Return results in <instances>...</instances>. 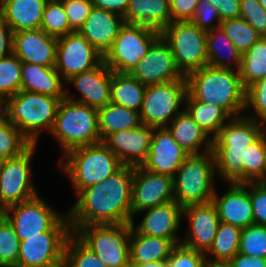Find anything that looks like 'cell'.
<instances>
[{
	"label": "cell",
	"mask_w": 266,
	"mask_h": 267,
	"mask_svg": "<svg viewBox=\"0 0 266 267\" xmlns=\"http://www.w3.org/2000/svg\"><path fill=\"white\" fill-rule=\"evenodd\" d=\"M133 166L123 165L109 178L83 189L70 211L72 233L93 224H121L132 221Z\"/></svg>",
	"instance_id": "1"
},
{
	"label": "cell",
	"mask_w": 266,
	"mask_h": 267,
	"mask_svg": "<svg viewBox=\"0 0 266 267\" xmlns=\"http://www.w3.org/2000/svg\"><path fill=\"white\" fill-rule=\"evenodd\" d=\"M187 93L200 102L213 103L231 118L245 111L246 88L239 71L233 69L202 67L186 76Z\"/></svg>",
	"instance_id": "2"
},
{
	"label": "cell",
	"mask_w": 266,
	"mask_h": 267,
	"mask_svg": "<svg viewBox=\"0 0 266 267\" xmlns=\"http://www.w3.org/2000/svg\"><path fill=\"white\" fill-rule=\"evenodd\" d=\"M62 99L64 98L20 90L0 105V112L32 144H38V137L42 131H52Z\"/></svg>",
	"instance_id": "3"
},
{
	"label": "cell",
	"mask_w": 266,
	"mask_h": 267,
	"mask_svg": "<svg viewBox=\"0 0 266 267\" xmlns=\"http://www.w3.org/2000/svg\"><path fill=\"white\" fill-rule=\"evenodd\" d=\"M58 164L70 178L76 195L109 178L123 166L103 142L71 149Z\"/></svg>",
	"instance_id": "4"
},
{
	"label": "cell",
	"mask_w": 266,
	"mask_h": 267,
	"mask_svg": "<svg viewBox=\"0 0 266 267\" xmlns=\"http://www.w3.org/2000/svg\"><path fill=\"white\" fill-rule=\"evenodd\" d=\"M50 133L63 149L62 156L71 149L100 143L98 110L64 98L59 103Z\"/></svg>",
	"instance_id": "5"
},
{
	"label": "cell",
	"mask_w": 266,
	"mask_h": 267,
	"mask_svg": "<svg viewBox=\"0 0 266 267\" xmlns=\"http://www.w3.org/2000/svg\"><path fill=\"white\" fill-rule=\"evenodd\" d=\"M215 172L212 151L189 155L173 177L174 201L182 208L212 202Z\"/></svg>",
	"instance_id": "6"
},
{
	"label": "cell",
	"mask_w": 266,
	"mask_h": 267,
	"mask_svg": "<svg viewBox=\"0 0 266 267\" xmlns=\"http://www.w3.org/2000/svg\"><path fill=\"white\" fill-rule=\"evenodd\" d=\"M73 234L108 267L129 266L130 223L81 226Z\"/></svg>",
	"instance_id": "7"
},
{
	"label": "cell",
	"mask_w": 266,
	"mask_h": 267,
	"mask_svg": "<svg viewBox=\"0 0 266 267\" xmlns=\"http://www.w3.org/2000/svg\"><path fill=\"white\" fill-rule=\"evenodd\" d=\"M161 35L170 45L176 67L183 76L208 65L207 31L190 21H174Z\"/></svg>",
	"instance_id": "8"
},
{
	"label": "cell",
	"mask_w": 266,
	"mask_h": 267,
	"mask_svg": "<svg viewBox=\"0 0 266 267\" xmlns=\"http://www.w3.org/2000/svg\"><path fill=\"white\" fill-rule=\"evenodd\" d=\"M72 234L66 213L51 230L21 241L15 267H63L65 246Z\"/></svg>",
	"instance_id": "9"
},
{
	"label": "cell",
	"mask_w": 266,
	"mask_h": 267,
	"mask_svg": "<svg viewBox=\"0 0 266 267\" xmlns=\"http://www.w3.org/2000/svg\"><path fill=\"white\" fill-rule=\"evenodd\" d=\"M160 35L153 28L125 23L103 61L114 72L130 73Z\"/></svg>",
	"instance_id": "10"
},
{
	"label": "cell",
	"mask_w": 266,
	"mask_h": 267,
	"mask_svg": "<svg viewBox=\"0 0 266 267\" xmlns=\"http://www.w3.org/2000/svg\"><path fill=\"white\" fill-rule=\"evenodd\" d=\"M186 95V79L146 86L140 110L142 124L153 128L166 127L183 111L180 105H184Z\"/></svg>",
	"instance_id": "11"
},
{
	"label": "cell",
	"mask_w": 266,
	"mask_h": 267,
	"mask_svg": "<svg viewBox=\"0 0 266 267\" xmlns=\"http://www.w3.org/2000/svg\"><path fill=\"white\" fill-rule=\"evenodd\" d=\"M37 144H31L16 157L1 161L0 166V210L29 200L38 195L32 182L30 161Z\"/></svg>",
	"instance_id": "12"
},
{
	"label": "cell",
	"mask_w": 266,
	"mask_h": 267,
	"mask_svg": "<svg viewBox=\"0 0 266 267\" xmlns=\"http://www.w3.org/2000/svg\"><path fill=\"white\" fill-rule=\"evenodd\" d=\"M40 195L11 205L2 211V215L13 226L19 239L40 236L41 232L51 230L65 215L53 210Z\"/></svg>",
	"instance_id": "13"
},
{
	"label": "cell",
	"mask_w": 266,
	"mask_h": 267,
	"mask_svg": "<svg viewBox=\"0 0 266 267\" xmlns=\"http://www.w3.org/2000/svg\"><path fill=\"white\" fill-rule=\"evenodd\" d=\"M102 61L103 55L78 32L58 38L55 68L64 82L75 74L92 70Z\"/></svg>",
	"instance_id": "14"
},
{
	"label": "cell",
	"mask_w": 266,
	"mask_h": 267,
	"mask_svg": "<svg viewBox=\"0 0 266 267\" xmlns=\"http://www.w3.org/2000/svg\"><path fill=\"white\" fill-rule=\"evenodd\" d=\"M174 201L173 177L133 167L132 220L138 212Z\"/></svg>",
	"instance_id": "15"
},
{
	"label": "cell",
	"mask_w": 266,
	"mask_h": 267,
	"mask_svg": "<svg viewBox=\"0 0 266 267\" xmlns=\"http://www.w3.org/2000/svg\"><path fill=\"white\" fill-rule=\"evenodd\" d=\"M130 74L145 86L186 79L177 69L168 42L160 35Z\"/></svg>",
	"instance_id": "16"
},
{
	"label": "cell",
	"mask_w": 266,
	"mask_h": 267,
	"mask_svg": "<svg viewBox=\"0 0 266 267\" xmlns=\"http://www.w3.org/2000/svg\"><path fill=\"white\" fill-rule=\"evenodd\" d=\"M74 85L80 99L74 100L69 95V90H65V98L88 105L89 107L100 109L110 102L111 91V69L102 61L97 67L87 72H82L71 76L65 82Z\"/></svg>",
	"instance_id": "17"
},
{
	"label": "cell",
	"mask_w": 266,
	"mask_h": 267,
	"mask_svg": "<svg viewBox=\"0 0 266 267\" xmlns=\"http://www.w3.org/2000/svg\"><path fill=\"white\" fill-rule=\"evenodd\" d=\"M189 155L167 127L154 128L147 159L141 166L153 173L174 177Z\"/></svg>",
	"instance_id": "18"
},
{
	"label": "cell",
	"mask_w": 266,
	"mask_h": 267,
	"mask_svg": "<svg viewBox=\"0 0 266 267\" xmlns=\"http://www.w3.org/2000/svg\"><path fill=\"white\" fill-rule=\"evenodd\" d=\"M184 216L189 221V232L181 244L206 253L213 244L220 223L216 206L212 202L189 205L183 208Z\"/></svg>",
	"instance_id": "19"
},
{
	"label": "cell",
	"mask_w": 266,
	"mask_h": 267,
	"mask_svg": "<svg viewBox=\"0 0 266 267\" xmlns=\"http://www.w3.org/2000/svg\"><path fill=\"white\" fill-rule=\"evenodd\" d=\"M154 128L141 125L131 130L110 134L103 143L122 165L141 166L147 159Z\"/></svg>",
	"instance_id": "20"
},
{
	"label": "cell",
	"mask_w": 266,
	"mask_h": 267,
	"mask_svg": "<svg viewBox=\"0 0 266 267\" xmlns=\"http://www.w3.org/2000/svg\"><path fill=\"white\" fill-rule=\"evenodd\" d=\"M229 189L219 196L214 191L212 203L216 206L220 222L241 229L254 224L252 203L249 194V182L229 183Z\"/></svg>",
	"instance_id": "21"
},
{
	"label": "cell",
	"mask_w": 266,
	"mask_h": 267,
	"mask_svg": "<svg viewBox=\"0 0 266 267\" xmlns=\"http://www.w3.org/2000/svg\"><path fill=\"white\" fill-rule=\"evenodd\" d=\"M57 43L58 38L42 29L13 33V53L21 62L55 67Z\"/></svg>",
	"instance_id": "22"
},
{
	"label": "cell",
	"mask_w": 266,
	"mask_h": 267,
	"mask_svg": "<svg viewBox=\"0 0 266 267\" xmlns=\"http://www.w3.org/2000/svg\"><path fill=\"white\" fill-rule=\"evenodd\" d=\"M146 212L141 223L135 227L134 220L131 226L140 234L170 239L175 245L181 240L177 236V230L183 219V208L175 201L142 210L138 213Z\"/></svg>",
	"instance_id": "23"
},
{
	"label": "cell",
	"mask_w": 266,
	"mask_h": 267,
	"mask_svg": "<svg viewBox=\"0 0 266 267\" xmlns=\"http://www.w3.org/2000/svg\"><path fill=\"white\" fill-rule=\"evenodd\" d=\"M124 24L120 15L93 7L77 32L104 56Z\"/></svg>",
	"instance_id": "24"
},
{
	"label": "cell",
	"mask_w": 266,
	"mask_h": 267,
	"mask_svg": "<svg viewBox=\"0 0 266 267\" xmlns=\"http://www.w3.org/2000/svg\"><path fill=\"white\" fill-rule=\"evenodd\" d=\"M263 126L244 114L231 118L212 138V148L246 149L266 131Z\"/></svg>",
	"instance_id": "25"
},
{
	"label": "cell",
	"mask_w": 266,
	"mask_h": 267,
	"mask_svg": "<svg viewBox=\"0 0 266 267\" xmlns=\"http://www.w3.org/2000/svg\"><path fill=\"white\" fill-rule=\"evenodd\" d=\"M170 123L166 127L175 141L190 155L212 151V137L197 124L185 109ZM203 145L204 149H201Z\"/></svg>",
	"instance_id": "26"
},
{
	"label": "cell",
	"mask_w": 266,
	"mask_h": 267,
	"mask_svg": "<svg viewBox=\"0 0 266 267\" xmlns=\"http://www.w3.org/2000/svg\"><path fill=\"white\" fill-rule=\"evenodd\" d=\"M62 80L55 67L22 62L21 90L65 98Z\"/></svg>",
	"instance_id": "27"
},
{
	"label": "cell",
	"mask_w": 266,
	"mask_h": 267,
	"mask_svg": "<svg viewBox=\"0 0 266 267\" xmlns=\"http://www.w3.org/2000/svg\"><path fill=\"white\" fill-rule=\"evenodd\" d=\"M124 22L162 32L171 23L170 0H130Z\"/></svg>",
	"instance_id": "28"
},
{
	"label": "cell",
	"mask_w": 266,
	"mask_h": 267,
	"mask_svg": "<svg viewBox=\"0 0 266 267\" xmlns=\"http://www.w3.org/2000/svg\"><path fill=\"white\" fill-rule=\"evenodd\" d=\"M48 0H3L2 18L12 32L41 29Z\"/></svg>",
	"instance_id": "29"
},
{
	"label": "cell",
	"mask_w": 266,
	"mask_h": 267,
	"mask_svg": "<svg viewBox=\"0 0 266 267\" xmlns=\"http://www.w3.org/2000/svg\"><path fill=\"white\" fill-rule=\"evenodd\" d=\"M174 246L170 239L143 235L131 226L130 263L166 261Z\"/></svg>",
	"instance_id": "30"
},
{
	"label": "cell",
	"mask_w": 266,
	"mask_h": 267,
	"mask_svg": "<svg viewBox=\"0 0 266 267\" xmlns=\"http://www.w3.org/2000/svg\"><path fill=\"white\" fill-rule=\"evenodd\" d=\"M206 44L209 66L236 71L240 69L242 54L235 48L220 27L207 31ZM225 54H228V56Z\"/></svg>",
	"instance_id": "31"
},
{
	"label": "cell",
	"mask_w": 266,
	"mask_h": 267,
	"mask_svg": "<svg viewBox=\"0 0 266 267\" xmlns=\"http://www.w3.org/2000/svg\"><path fill=\"white\" fill-rule=\"evenodd\" d=\"M99 135L103 142L110 134L142 125L140 113L109 102L98 109Z\"/></svg>",
	"instance_id": "32"
},
{
	"label": "cell",
	"mask_w": 266,
	"mask_h": 267,
	"mask_svg": "<svg viewBox=\"0 0 266 267\" xmlns=\"http://www.w3.org/2000/svg\"><path fill=\"white\" fill-rule=\"evenodd\" d=\"M146 86L130 73L111 70L110 102L140 113Z\"/></svg>",
	"instance_id": "33"
},
{
	"label": "cell",
	"mask_w": 266,
	"mask_h": 267,
	"mask_svg": "<svg viewBox=\"0 0 266 267\" xmlns=\"http://www.w3.org/2000/svg\"><path fill=\"white\" fill-rule=\"evenodd\" d=\"M241 230V228L228 223H219L213 244L206 252L208 266L225 265L238 254ZM207 253L214 255V258L210 259Z\"/></svg>",
	"instance_id": "34"
},
{
	"label": "cell",
	"mask_w": 266,
	"mask_h": 267,
	"mask_svg": "<svg viewBox=\"0 0 266 267\" xmlns=\"http://www.w3.org/2000/svg\"><path fill=\"white\" fill-rule=\"evenodd\" d=\"M183 109L207 132L212 138L231 119V117L220 107L213 103L194 100L188 93L185 98ZM226 121V122H225Z\"/></svg>",
	"instance_id": "35"
},
{
	"label": "cell",
	"mask_w": 266,
	"mask_h": 267,
	"mask_svg": "<svg viewBox=\"0 0 266 267\" xmlns=\"http://www.w3.org/2000/svg\"><path fill=\"white\" fill-rule=\"evenodd\" d=\"M216 174L229 183H244L245 149L212 148Z\"/></svg>",
	"instance_id": "36"
},
{
	"label": "cell",
	"mask_w": 266,
	"mask_h": 267,
	"mask_svg": "<svg viewBox=\"0 0 266 267\" xmlns=\"http://www.w3.org/2000/svg\"><path fill=\"white\" fill-rule=\"evenodd\" d=\"M238 71L245 88L266 76V37H261L242 55Z\"/></svg>",
	"instance_id": "37"
},
{
	"label": "cell",
	"mask_w": 266,
	"mask_h": 267,
	"mask_svg": "<svg viewBox=\"0 0 266 267\" xmlns=\"http://www.w3.org/2000/svg\"><path fill=\"white\" fill-rule=\"evenodd\" d=\"M219 27L242 55L261 38V35L241 17L224 20Z\"/></svg>",
	"instance_id": "38"
},
{
	"label": "cell",
	"mask_w": 266,
	"mask_h": 267,
	"mask_svg": "<svg viewBox=\"0 0 266 267\" xmlns=\"http://www.w3.org/2000/svg\"><path fill=\"white\" fill-rule=\"evenodd\" d=\"M32 143L0 112V161L16 157Z\"/></svg>",
	"instance_id": "39"
},
{
	"label": "cell",
	"mask_w": 266,
	"mask_h": 267,
	"mask_svg": "<svg viewBox=\"0 0 266 267\" xmlns=\"http://www.w3.org/2000/svg\"><path fill=\"white\" fill-rule=\"evenodd\" d=\"M21 60L12 53L0 59V105L21 90Z\"/></svg>",
	"instance_id": "40"
},
{
	"label": "cell",
	"mask_w": 266,
	"mask_h": 267,
	"mask_svg": "<svg viewBox=\"0 0 266 267\" xmlns=\"http://www.w3.org/2000/svg\"><path fill=\"white\" fill-rule=\"evenodd\" d=\"M41 29L56 38L75 32L70 27L63 3L60 0H48L46 3Z\"/></svg>",
	"instance_id": "41"
},
{
	"label": "cell",
	"mask_w": 266,
	"mask_h": 267,
	"mask_svg": "<svg viewBox=\"0 0 266 267\" xmlns=\"http://www.w3.org/2000/svg\"><path fill=\"white\" fill-rule=\"evenodd\" d=\"M63 267H108L74 234L66 243Z\"/></svg>",
	"instance_id": "42"
},
{
	"label": "cell",
	"mask_w": 266,
	"mask_h": 267,
	"mask_svg": "<svg viewBox=\"0 0 266 267\" xmlns=\"http://www.w3.org/2000/svg\"><path fill=\"white\" fill-rule=\"evenodd\" d=\"M21 240L13 226L0 215V265L15 267L17 265Z\"/></svg>",
	"instance_id": "43"
},
{
	"label": "cell",
	"mask_w": 266,
	"mask_h": 267,
	"mask_svg": "<svg viewBox=\"0 0 266 267\" xmlns=\"http://www.w3.org/2000/svg\"><path fill=\"white\" fill-rule=\"evenodd\" d=\"M266 153V131L245 149L244 183L256 182L262 176Z\"/></svg>",
	"instance_id": "44"
},
{
	"label": "cell",
	"mask_w": 266,
	"mask_h": 267,
	"mask_svg": "<svg viewBox=\"0 0 266 267\" xmlns=\"http://www.w3.org/2000/svg\"><path fill=\"white\" fill-rule=\"evenodd\" d=\"M238 253L266 258V226L253 224L243 228Z\"/></svg>",
	"instance_id": "45"
},
{
	"label": "cell",
	"mask_w": 266,
	"mask_h": 267,
	"mask_svg": "<svg viewBox=\"0 0 266 267\" xmlns=\"http://www.w3.org/2000/svg\"><path fill=\"white\" fill-rule=\"evenodd\" d=\"M167 267H208L206 253L177 244L166 260Z\"/></svg>",
	"instance_id": "46"
},
{
	"label": "cell",
	"mask_w": 266,
	"mask_h": 267,
	"mask_svg": "<svg viewBox=\"0 0 266 267\" xmlns=\"http://www.w3.org/2000/svg\"><path fill=\"white\" fill-rule=\"evenodd\" d=\"M253 108L256 116L248 118L264 123L266 122V76L246 88L245 110ZM258 118V119H257Z\"/></svg>",
	"instance_id": "47"
},
{
	"label": "cell",
	"mask_w": 266,
	"mask_h": 267,
	"mask_svg": "<svg viewBox=\"0 0 266 267\" xmlns=\"http://www.w3.org/2000/svg\"><path fill=\"white\" fill-rule=\"evenodd\" d=\"M240 17L249 23L261 37H266V10L258 0H240Z\"/></svg>",
	"instance_id": "48"
},
{
	"label": "cell",
	"mask_w": 266,
	"mask_h": 267,
	"mask_svg": "<svg viewBox=\"0 0 266 267\" xmlns=\"http://www.w3.org/2000/svg\"><path fill=\"white\" fill-rule=\"evenodd\" d=\"M63 3L70 27L77 32L89 16L93 6L91 0H60Z\"/></svg>",
	"instance_id": "49"
},
{
	"label": "cell",
	"mask_w": 266,
	"mask_h": 267,
	"mask_svg": "<svg viewBox=\"0 0 266 267\" xmlns=\"http://www.w3.org/2000/svg\"><path fill=\"white\" fill-rule=\"evenodd\" d=\"M214 21L216 22L215 25L213 24ZM190 22L194 23L199 29L210 31L218 28L222 20L218 10L212 6L209 0H199Z\"/></svg>",
	"instance_id": "50"
},
{
	"label": "cell",
	"mask_w": 266,
	"mask_h": 267,
	"mask_svg": "<svg viewBox=\"0 0 266 267\" xmlns=\"http://www.w3.org/2000/svg\"><path fill=\"white\" fill-rule=\"evenodd\" d=\"M254 224L266 226V184L249 182Z\"/></svg>",
	"instance_id": "51"
},
{
	"label": "cell",
	"mask_w": 266,
	"mask_h": 267,
	"mask_svg": "<svg viewBox=\"0 0 266 267\" xmlns=\"http://www.w3.org/2000/svg\"><path fill=\"white\" fill-rule=\"evenodd\" d=\"M199 0H170L171 22L190 21Z\"/></svg>",
	"instance_id": "52"
},
{
	"label": "cell",
	"mask_w": 266,
	"mask_h": 267,
	"mask_svg": "<svg viewBox=\"0 0 266 267\" xmlns=\"http://www.w3.org/2000/svg\"><path fill=\"white\" fill-rule=\"evenodd\" d=\"M209 2L218 10L222 21L240 17V0H209Z\"/></svg>",
	"instance_id": "53"
},
{
	"label": "cell",
	"mask_w": 266,
	"mask_h": 267,
	"mask_svg": "<svg viewBox=\"0 0 266 267\" xmlns=\"http://www.w3.org/2000/svg\"><path fill=\"white\" fill-rule=\"evenodd\" d=\"M13 53V32L6 21L0 19V59Z\"/></svg>",
	"instance_id": "54"
},
{
	"label": "cell",
	"mask_w": 266,
	"mask_h": 267,
	"mask_svg": "<svg viewBox=\"0 0 266 267\" xmlns=\"http://www.w3.org/2000/svg\"><path fill=\"white\" fill-rule=\"evenodd\" d=\"M93 6L116 13L124 18L130 0H91Z\"/></svg>",
	"instance_id": "55"
},
{
	"label": "cell",
	"mask_w": 266,
	"mask_h": 267,
	"mask_svg": "<svg viewBox=\"0 0 266 267\" xmlns=\"http://www.w3.org/2000/svg\"><path fill=\"white\" fill-rule=\"evenodd\" d=\"M225 265L227 267H266V258L238 253Z\"/></svg>",
	"instance_id": "56"
},
{
	"label": "cell",
	"mask_w": 266,
	"mask_h": 267,
	"mask_svg": "<svg viewBox=\"0 0 266 267\" xmlns=\"http://www.w3.org/2000/svg\"><path fill=\"white\" fill-rule=\"evenodd\" d=\"M128 267H167L166 261H156L150 263H130Z\"/></svg>",
	"instance_id": "57"
},
{
	"label": "cell",
	"mask_w": 266,
	"mask_h": 267,
	"mask_svg": "<svg viewBox=\"0 0 266 267\" xmlns=\"http://www.w3.org/2000/svg\"><path fill=\"white\" fill-rule=\"evenodd\" d=\"M264 159L265 160H264V167L262 170V176L256 182L266 184V153Z\"/></svg>",
	"instance_id": "58"
},
{
	"label": "cell",
	"mask_w": 266,
	"mask_h": 267,
	"mask_svg": "<svg viewBox=\"0 0 266 267\" xmlns=\"http://www.w3.org/2000/svg\"><path fill=\"white\" fill-rule=\"evenodd\" d=\"M261 6L266 10V0H258Z\"/></svg>",
	"instance_id": "59"
},
{
	"label": "cell",
	"mask_w": 266,
	"mask_h": 267,
	"mask_svg": "<svg viewBox=\"0 0 266 267\" xmlns=\"http://www.w3.org/2000/svg\"><path fill=\"white\" fill-rule=\"evenodd\" d=\"M3 0H0V19L2 18Z\"/></svg>",
	"instance_id": "60"
},
{
	"label": "cell",
	"mask_w": 266,
	"mask_h": 267,
	"mask_svg": "<svg viewBox=\"0 0 266 267\" xmlns=\"http://www.w3.org/2000/svg\"><path fill=\"white\" fill-rule=\"evenodd\" d=\"M208 267H227L226 265H211V266H208Z\"/></svg>",
	"instance_id": "61"
}]
</instances>
